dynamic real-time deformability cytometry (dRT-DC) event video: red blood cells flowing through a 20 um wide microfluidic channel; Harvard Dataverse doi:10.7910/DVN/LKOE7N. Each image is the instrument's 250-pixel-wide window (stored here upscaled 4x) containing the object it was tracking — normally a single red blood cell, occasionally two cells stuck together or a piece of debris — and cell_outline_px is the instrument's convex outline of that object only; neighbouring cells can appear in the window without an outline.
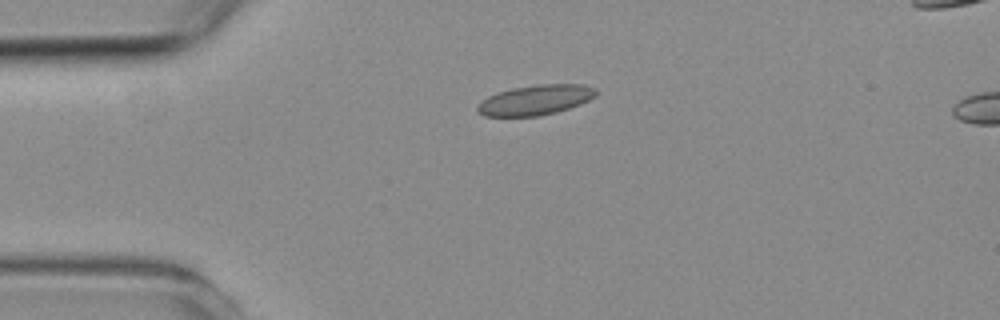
{"species": "common noctule bat (a hibernating species)", "species_latin": "Nyctalus noctula", "temperature_condition": "room temperature", "stored_images_in_passage": 2, "camera_frame_rate_fps": 3000, "um_per_image_px": 0.085, "animal": {"sex": "female", "body_mass_g": 19.3, "forearm_length_mm": 54.1}, "frame": {"image": 1, "passage_image": 2, "time_ms": 1.333, "image_size_px": [1000, 320], "cell_outline_px": [[596, 96], [580, 104], [556, 112], [540, 116], [484, 116], [476, 108], [488, 96], [512, 88], [540, 84], [580, 84], [596, 88]], "centroid_in_image_um": [45.55, 8.49], "position_along_channel_um": 39.5, "area_um2": 20.46}}